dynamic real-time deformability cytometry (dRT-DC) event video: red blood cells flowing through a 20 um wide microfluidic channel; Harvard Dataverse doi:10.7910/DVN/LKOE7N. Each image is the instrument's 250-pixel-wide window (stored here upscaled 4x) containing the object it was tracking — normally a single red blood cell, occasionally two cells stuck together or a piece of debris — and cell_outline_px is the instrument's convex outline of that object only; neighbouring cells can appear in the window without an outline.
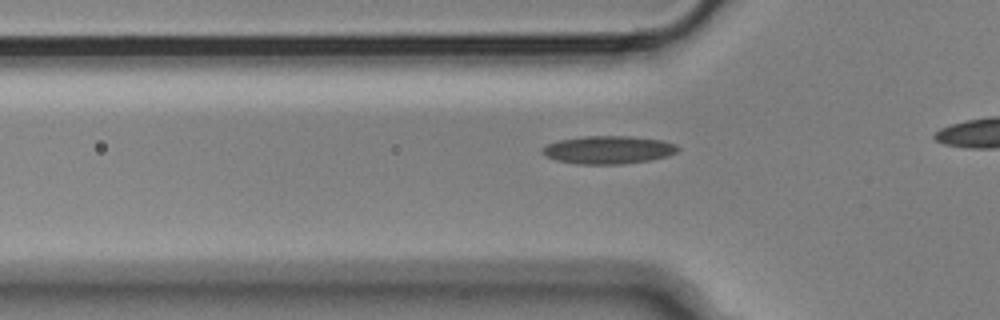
{"species": "Egyptian fruit bat (a non-hibernating species)", "species_latin": "Rousettus aegyptiacus", "temperature_condition": "cold", "stored_images_in_passage": 12, "camera_frame_rate_fps": 3000, "um_per_image_px": 0.085, "animal": {"sex": "male"}, "frame": {"image": 1, "passage_image": 4, "time_ms": 1.0, "image_size_px": [1000, 320], "cell_outline_px": [[680, 148], [676, 152], [668, 156], [652, 160], [620, 164], [576, 164], [556, 160], [540, 152], [540, 148], [548, 144], [560, 140], [584, 136], [628, 136], [664, 140], [676, 144]], "centroid_in_image_um": [51.73, 12.73], "position_along_channel_um": 74.1, "area_um2": 22.2}}
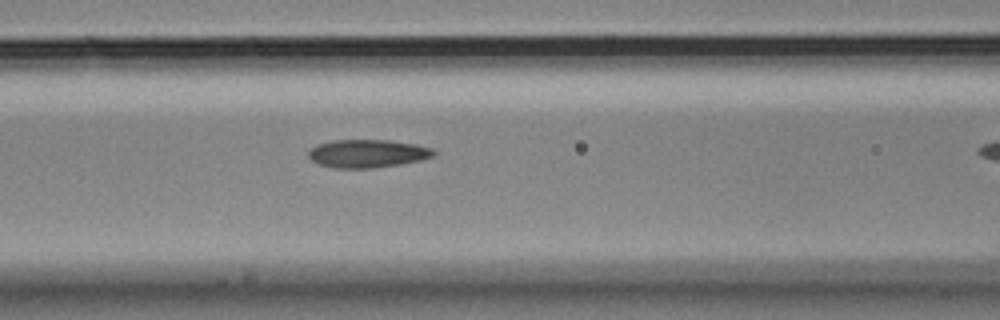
{"frame": {"image": 2, "passage_image": 9, "time_ms": 2.667, "image_size_px": [1000, 320], "cell_outline_px": [[436, 152], [432, 156], [420, 160], [400, 164], [372, 168], [336, 168], [316, 164], [308, 156], [308, 152], [316, 144], [332, 140], [388, 140], [416, 144], [432, 148]], "centroid_in_image_um": [31.2, 13.05], "position_along_channel_um": 135.4, "area_um2": 20.52}}